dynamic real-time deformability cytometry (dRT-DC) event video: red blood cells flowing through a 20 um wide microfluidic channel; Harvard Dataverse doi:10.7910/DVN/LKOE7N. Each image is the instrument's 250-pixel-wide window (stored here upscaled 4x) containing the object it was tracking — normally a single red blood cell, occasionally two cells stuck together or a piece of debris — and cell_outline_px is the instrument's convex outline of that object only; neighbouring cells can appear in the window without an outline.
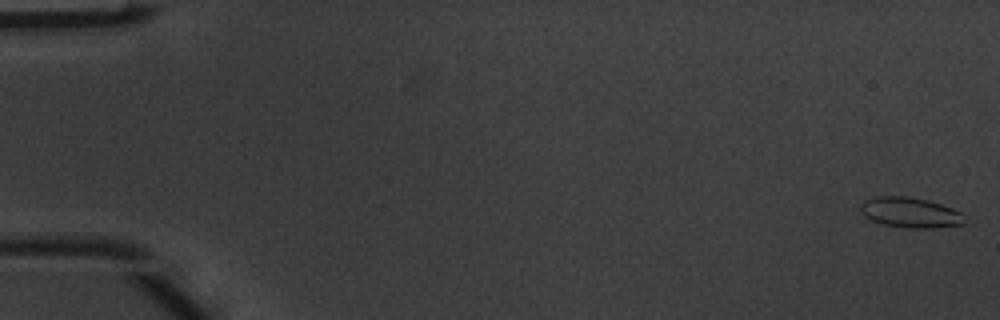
{"species": "common noctule bat (a hibernating species)", "species_latin": "Nyctalus noctula", "temperature_condition": "warm", "stored_images_in_passage": 4, "camera_frame_rate_fps": 3000, "um_per_image_px": 0.085, "animal": {"sex": "male", "body_mass_g": 20.1, "forearm_length_mm": 53.5}, "frame": {"image": 1, "passage_image": 1, "time_ms": 0.0, "image_size_px": [1000, 320], "cell_outline_px": [[968, 220], [964, 224], [936, 228], [904, 228], [880, 224], [864, 216], [860, 212], [860, 204], [864, 200], [876, 196], [904, 196], [928, 200], [952, 208], [960, 212]], "centroid_in_image_um": [77.36, 18.08], "position_along_channel_um": 7.6, "area_um2": 18.67}}